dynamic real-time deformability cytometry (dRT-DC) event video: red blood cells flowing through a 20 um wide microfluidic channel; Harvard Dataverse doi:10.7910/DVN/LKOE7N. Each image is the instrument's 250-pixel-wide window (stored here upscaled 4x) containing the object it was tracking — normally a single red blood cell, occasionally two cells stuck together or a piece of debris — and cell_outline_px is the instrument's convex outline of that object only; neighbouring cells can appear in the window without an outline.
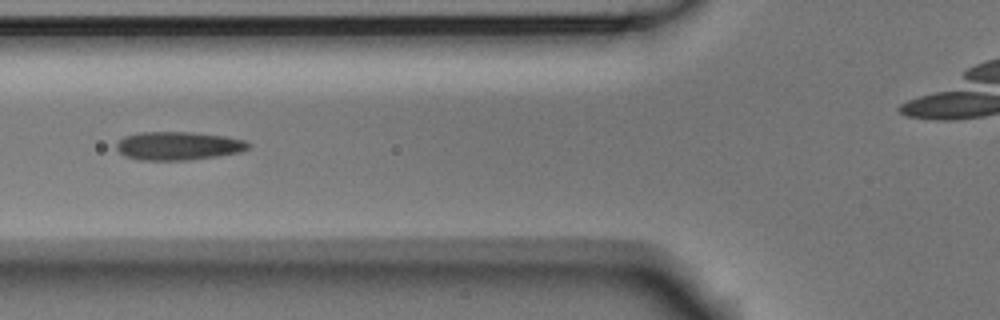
{"species": "Egyptian fruit bat (a non-hibernating species)", "species_latin": "Rousettus aegyptiacus", "temperature_condition": "room temperature", "stored_images_in_passage": 7, "camera_frame_rate_fps": 3000, "um_per_image_px": 0.085, "animal": {"sex": "male"}, "frame": {"image": 1, "passage_image": 4, "time_ms": 1.0, "image_size_px": [1000, 320], "cell_outline_px": [[252, 148], [240, 152], [216, 156], [188, 160], [140, 160], [124, 156], [116, 148], [116, 144], [124, 136], [140, 132], [192, 132], [228, 136], [244, 140], [252, 144]], "centroid_in_image_um": [15.19, 12.39], "position_along_channel_um": 110.6, "area_um2": 22.02}}
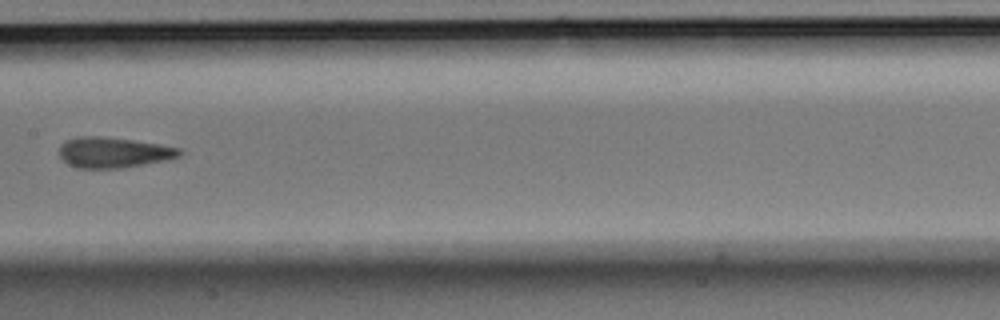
{"frame": {"image": 2, "passage_image": 6, "time_ms": 1.667, "image_size_px": [1000, 320], "cell_outline_px": [[180, 156], [164, 160], [120, 168], [80, 168], [68, 164], [60, 156], [60, 144], [64, 140], [76, 136], [100, 136], [132, 140], [160, 144], [180, 148]], "centroid_in_image_um": [9.59, 12.94], "position_along_channel_um": 197.8, "area_um2": 21.21}}
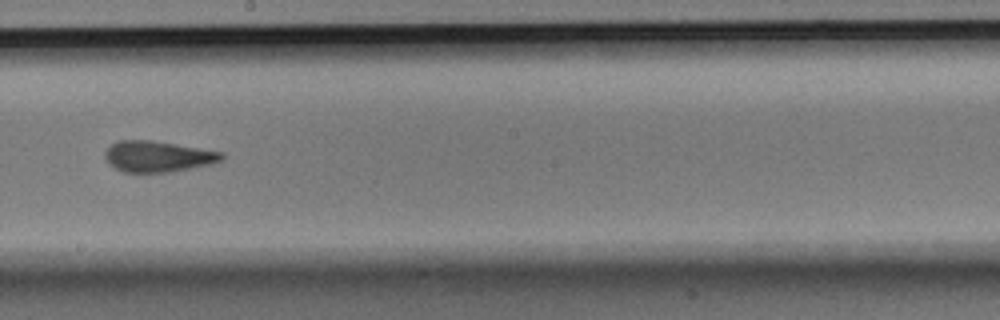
{"frame": {"image": 3, "passage_image": 7, "time_ms": 2.0, "image_size_px": [1000, 320], "cell_outline_px": [[224, 160], [212, 164], [168, 172], [124, 172], [116, 168], [104, 156], [104, 152], [116, 140], [152, 140], [224, 152]], "centroid_in_image_um": [13.46, 13.29], "position_along_channel_um": 234.7, "area_um2": 20.98}}